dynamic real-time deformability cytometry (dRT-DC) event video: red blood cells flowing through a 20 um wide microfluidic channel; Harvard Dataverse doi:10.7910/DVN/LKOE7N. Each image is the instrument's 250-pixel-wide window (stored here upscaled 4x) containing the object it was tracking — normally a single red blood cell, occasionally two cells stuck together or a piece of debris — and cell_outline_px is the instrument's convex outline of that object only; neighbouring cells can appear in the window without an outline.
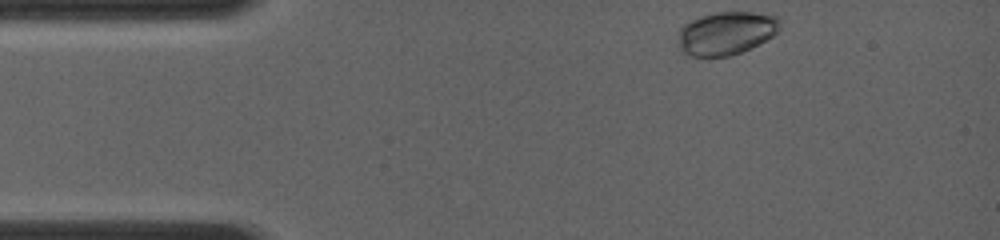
{"species": "common noctule bat (a hibernating species)", "species_latin": "Nyctalus noctula", "temperature_condition": "room temperature", "stored_images_in_passage": 13, "camera_frame_rate_fps": 4000, "um_per_image_px": 0.085, "animal": {"sex": "female", "body_mass_g": 19.0, "forearm_length_mm": 56.7}, "frame": {"image": 1, "passage_image": 1, "time_ms": 0.0, "image_size_px": [1000, 240], "cell_outline_px": [[784, 20], [780, 28], [772, 36], [740, 52], [728, 56], [688, 56], [680, 48], [680, 28], [684, 24], [700, 16], [716, 12], [772, 12], [780, 16]], "centroid_in_image_um": [61.81, 2.77], "position_along_channel_um": 23.2, "area_um2": 25.72}}
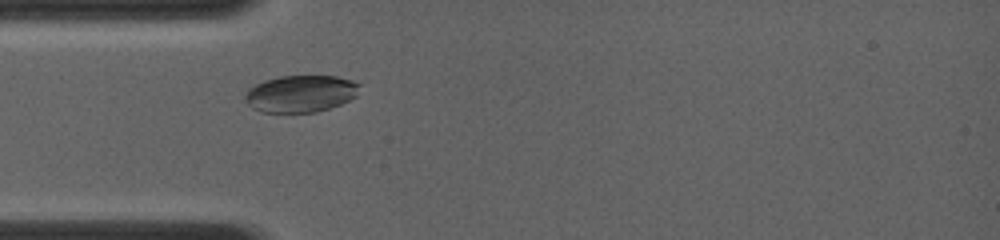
{"frame": {"image": 2, "passage_image": 11, "time_ms": 2.25, "image_size_px": [1000, 240], "cell_outline_px": [[360, 84], [356, 96], [340, 104], [316, 112], [260, 112], [252, 108], [244, 100], [244, 96], [248, 88], [264, 80], [280, 76], [336, 76], [352, 80]], "centroid_in_image_um": [25.52, 7.96], "position_along_channel_um": 59.5, "area_um2": 24.68}}
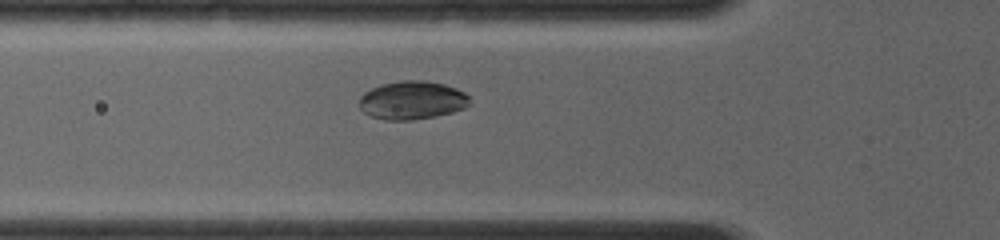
{"frame": {"image": 3, "passage_image": 13, "time_ms": 3.0, "image_size_px": [1000, 240], "cell_outline_px": [[472, 104], [464, 108], [452, 112], [412, 120], [384, 120], [372, 116], [364, 112], [360, 108], [360, 96], [364, 92], [380, 84], [404, 80], [424, 80], [444, 84], [456, 88], [464, 92], [468, 96]], "centroid_in_image_um": [35.04, 8.51], "position_along_channel_um": 90.8, "area_um2": 24.68}}